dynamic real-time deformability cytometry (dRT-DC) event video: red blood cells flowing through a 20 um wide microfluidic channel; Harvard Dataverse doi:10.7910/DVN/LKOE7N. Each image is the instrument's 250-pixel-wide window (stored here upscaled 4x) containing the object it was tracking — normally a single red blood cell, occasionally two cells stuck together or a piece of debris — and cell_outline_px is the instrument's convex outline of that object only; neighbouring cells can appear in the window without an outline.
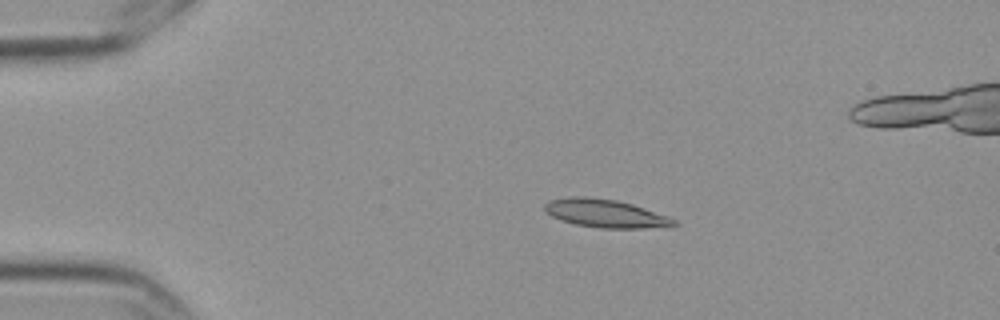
{"species": "Egyptian fruit bat (a non-hibernating species)", "species_latin": "Rousettus aegyptiacus", "temperature_condition": "cold", "stored_images_in_passage": 9, "camera_frame_rate_fps": 3000, "um_per_image_px": 0.085, "frame": {"image": 1, "passage_image": 3, "time_ms": 0.667, "image_size_px": [1000, 320], "cell_outline_px": [[680, 224], [672, 228], [600, 228], [576, 224], [560, 220], [544, 212], [544, 204], [548, 200], [568, 196], [588, 196], [616, 200], [632, 204], [668, 216], [676, 220]], "centroid_in_image_um": [51.49, 18.14], "position_along_channel_um": 33.5, "area_um2": 21.68}}
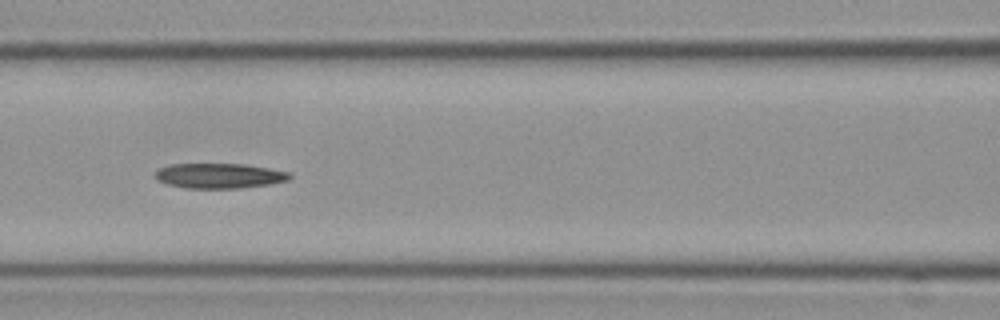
{"frame": {"image": 2, "passage_image": 7, "time_ms": 2.0, "image_size_px": [1000, 320], "cell_outline_px": [[292, 176], [288, 180], [272, 184], [240, 188], [188, 188], [168, 184], [156, 180], [156, 172], [160, 168], [172, 164], [244, 164], [292, 172]], "centroid_in_image_um": [18.7, 14.94], "position_along_channel_um": 147.9, "area_um2": 19.59}}
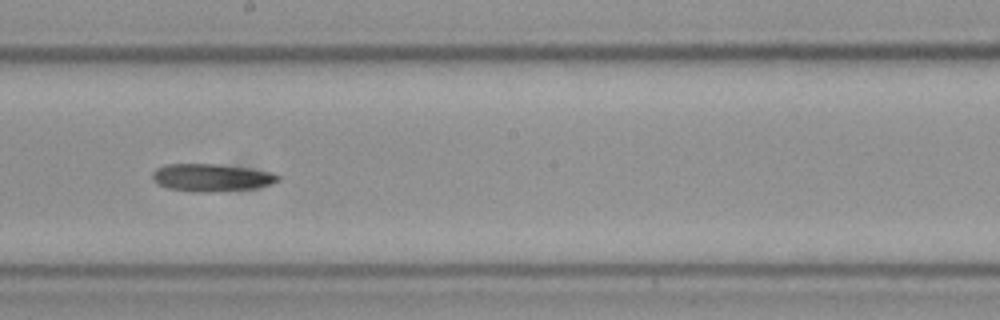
{"frame": {"image": 3, "passage_image": 9, "time_ms": 2.667, "image_size_px": [1000, 320], "cell_outline_px": [[280, 180], [272, 184], [256, 188], [212, 192], [192, 192], [168, 188], [152, 180], [152, 172], [156, 168], [168, 164], [216, 164], [272, 172], [280, 176]], "centroid_in_image_um": [17.97, 15.1], "position_along_channel_um": 230.2, "area_um2": 20.17}}